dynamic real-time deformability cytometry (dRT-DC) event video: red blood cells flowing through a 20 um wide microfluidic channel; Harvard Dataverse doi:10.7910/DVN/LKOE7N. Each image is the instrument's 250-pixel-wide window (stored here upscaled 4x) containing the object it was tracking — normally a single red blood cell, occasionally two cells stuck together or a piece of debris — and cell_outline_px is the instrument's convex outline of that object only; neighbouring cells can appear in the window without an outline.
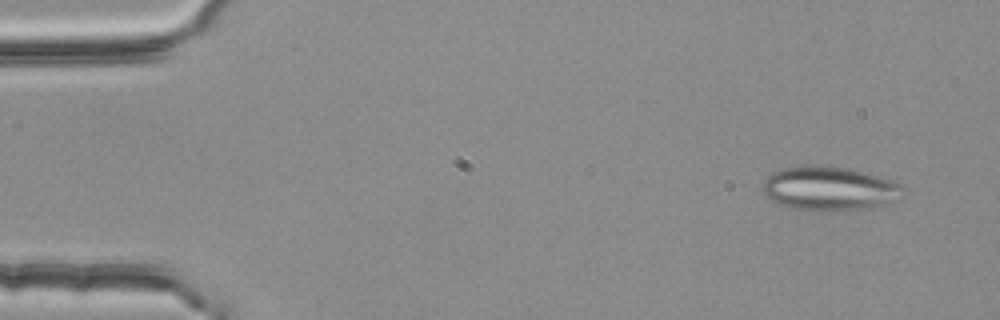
{"species": "common noctule bat (a hibernating species)", "species_latin": "Nyctalus noctula", "temperature_condition": "room temperature", "stored_images_in_passage": 54, "camera_frame_rate_fps": 3000, "um_per_image_px": 0.085, "animal": {"sex": "female", "body_mass_g": 25.1}, "frame": {"image": 1, "passage_image": 4, "time_ms": 1.0, "image_size_px": [1000, 320], "cell_outline_px": [[900, 188], [892, 200], [884, 204], [864, 208], [792, 208], [772, 200], [764, 192], [760, 184], [772, 172], [784, 168], [844, 168], [892, 180], [900, 184]], "centroid_in_image_um": [70.4, 16.01], "position_along_channel_um": 14.6, "area_um2": 33.23}}
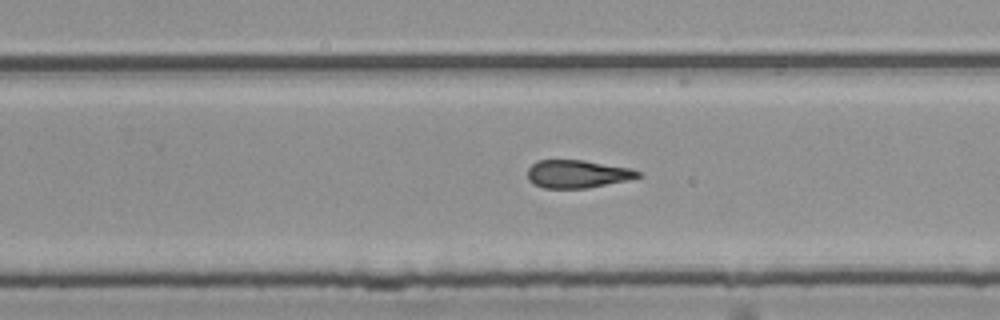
{"frame": {"image": 2, "passage_image": 34, "time_ms": 11.0, "image_size_px": [1000, 320], "cell_outline_px": [[644, 176], [588, 188], [544, 188], [532, 184], [528, 180], [528, 168], [536, 160], [584, 160], [628, 168], [644, 172]], "centroid_in_image_um": [49.07, 14.79], "position_along_channel_um": 280.7, "area_um2": 18.03}}
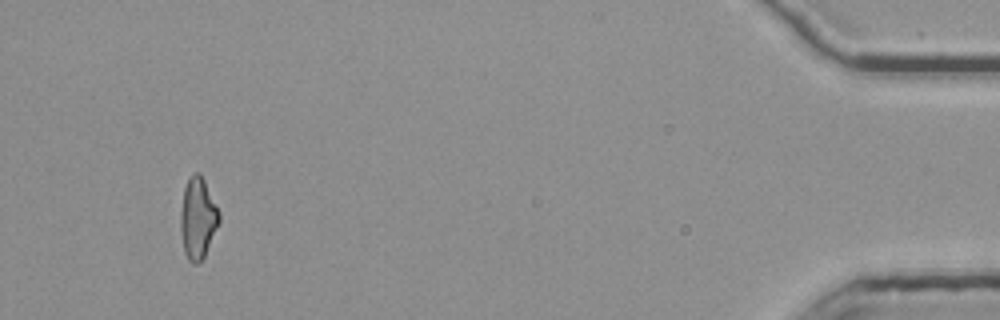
{"frame": {"image": 3, "passage_image": 51, "time_ms": 16.667, "image_size_px": [1000, 320], "cell_outline_px": [[220, 220], [204, 256], [196, 264], [192, 264], [188, 260], [184, 252], [180, 232], [180, 212], [184, 188], [188, 176], [192, 172], [200, 172], [220, 212]], "centroid_in_image_um": [16.79, 18.52], "position_along_channel_um": 418.4, "area_um2": 18.38}, "authors_computed_cell_mechanics": {"area_um2": 18.8428, "velocity_mm_per_s": 3.8147, "shape_relaxation_time_tau1_ms": null, "shape_relaxation_time_tau2_ms": 5.2222, "deformation_change_tau1": null, "deformation_change_tau2": 0.1795}}